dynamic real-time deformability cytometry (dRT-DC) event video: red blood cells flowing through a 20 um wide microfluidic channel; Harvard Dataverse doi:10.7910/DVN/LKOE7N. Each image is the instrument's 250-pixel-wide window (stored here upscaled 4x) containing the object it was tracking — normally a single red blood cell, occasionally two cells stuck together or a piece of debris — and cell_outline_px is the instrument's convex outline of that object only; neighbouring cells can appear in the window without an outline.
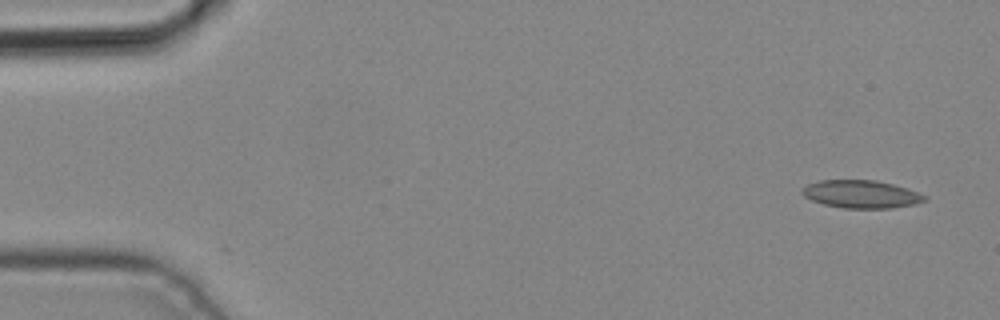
{"species": "common noctule bat (a hibernating species)", "species_latin": "Nyctalus noctula", "temperature_condition": "cold", "stored_images_in_passage": 4, "camera_frame_rate_fps": 3000, "um_per_image_px": 0.085, "animal": {"sex": "male", "body_mass_g": 19.2, "forearm_length_mm": 51.8}, "frame": {"image": 1, "passage_image": 1, "time_ms": 0.0, "image_size_px": [1000, 320], "cell_outline_px": [[928, 200], [916, 204], [892, 208], [844, 208], [824, 204], [812, 200], [804, 196], [800, 192], [800, 188], [808, 184], [820, 180], [876, 180], [908, 188], [920, 192], [928, 196]], "centroid_in_image_um": [73.24, 16.5], "position_along_channel_um": 11.8, "area_um2": 20.11}}
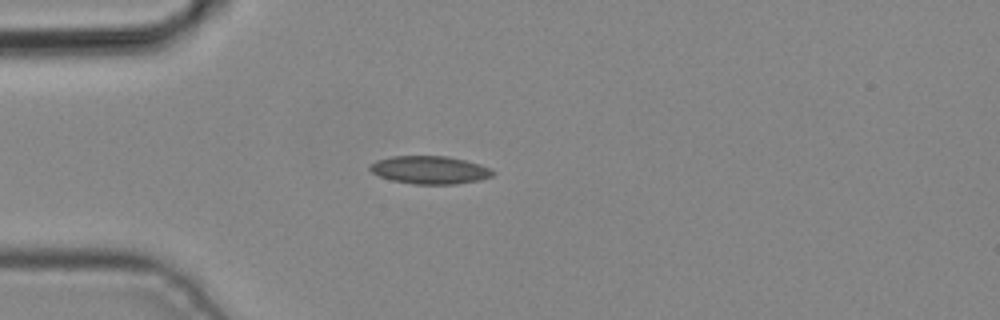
{"frame": {"image": 2, "passage_image": 4, "time_ms": 1.0, "image_size_px": [1000, 320], "cell_outline_px": [[496, 172], [492, 176], [480, 180], [456, 184], [416, 184], [392, 180], [380, 176], [372, 172], [368, 168], [376, 160], [392, 156], [448, 156], [480, 164], [492, 168]], "centroid_in_image_um": [36.57, 14.44], "position_along_channel_um": 48.4, "area_um2": 20.0}}